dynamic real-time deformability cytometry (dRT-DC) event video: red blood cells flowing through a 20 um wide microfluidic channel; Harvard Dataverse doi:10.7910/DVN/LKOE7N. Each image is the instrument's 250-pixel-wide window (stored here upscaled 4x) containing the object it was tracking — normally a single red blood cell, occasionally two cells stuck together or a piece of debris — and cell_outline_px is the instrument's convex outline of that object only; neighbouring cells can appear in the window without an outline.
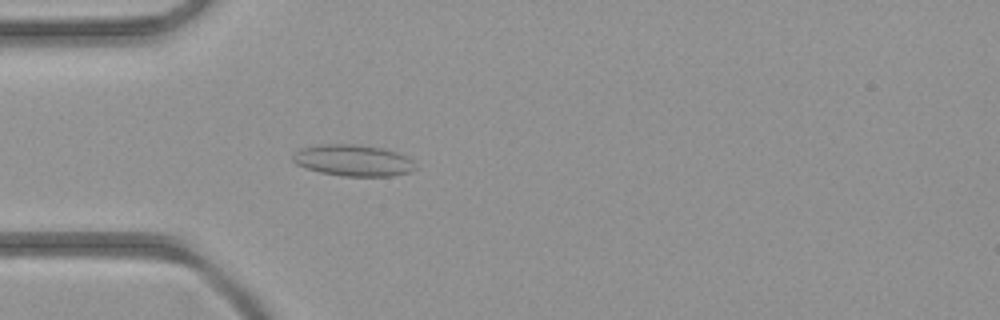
{"species": "common noctule bat (a hibernating species)", "species_latin": "Nyctalus noctula", "temperature_condition": "room temperature", "stored_images_in_passage": 42, "camera_frame_rate_fps": 3000, "um_per_image_px": 0.085, "animal": {"sex": "female", "body_mass_g": 21.9}, "frame": {"image": 1, "passage_image": 11, "time_ms": 3.333, "image_size_px": [1000, 320], "cell_outline_px": [[416, 168], [408, 172], [392, 176], [344, 176], [320, 172], [296, 164], [292, 160], [292, 156], [300, 148], [320, 144], [352, 144], [384, 148], [408, 156], [412, 160]], "centroid_in_image_um": [30.02, 13.63], "position_along_channel_um": 55.0, "area_um2": 22.37}}
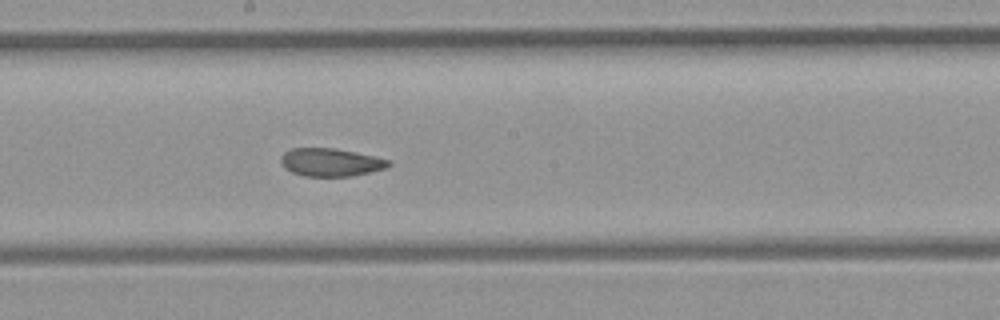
{"frame": {"image": 2, "passage_image": 22, "time_ms": 7.0, "image_size_px": [1000, 320], "cell_outline_px": [[392, 164], [384, 168], [352, 176], [304, 176], [292, 172], [284, 168], [280, 160], [280, 156], [284, 152], [292, 148], [332, 148], [356, 152], [376, 156], [392, 160]], "centroid_in_image_um": [28.11, 13.79], "position_along_channel_um": 220.1, "area_um2": 17.63}}
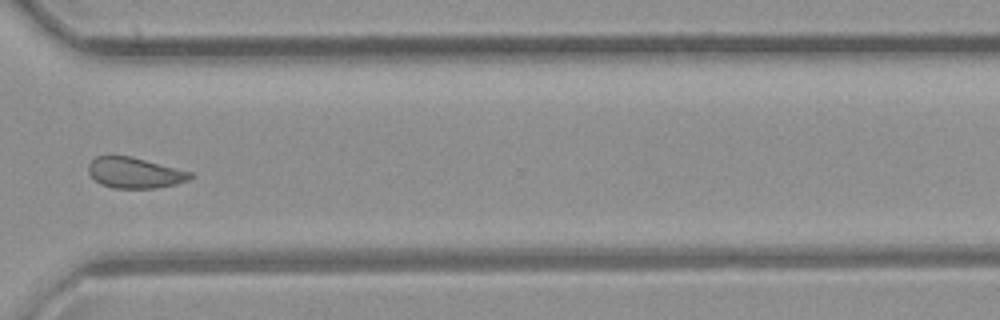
{"frame": {"image": 3, "passage_image": 31, "time_ms": 10.0, "image_size_px": [1000, 320], "cell_outline_px": [[192, 176], [188, 180], [176, 184], [156, 188], [112, 188], [100, 184], [88, 172], [88, 164], [96, 156], [132, 156], [192, 172]], "centroid_in_image_um": [11.44, 14.69], "position_along_channel_um": 359.2, "area_um2": 18.21}}